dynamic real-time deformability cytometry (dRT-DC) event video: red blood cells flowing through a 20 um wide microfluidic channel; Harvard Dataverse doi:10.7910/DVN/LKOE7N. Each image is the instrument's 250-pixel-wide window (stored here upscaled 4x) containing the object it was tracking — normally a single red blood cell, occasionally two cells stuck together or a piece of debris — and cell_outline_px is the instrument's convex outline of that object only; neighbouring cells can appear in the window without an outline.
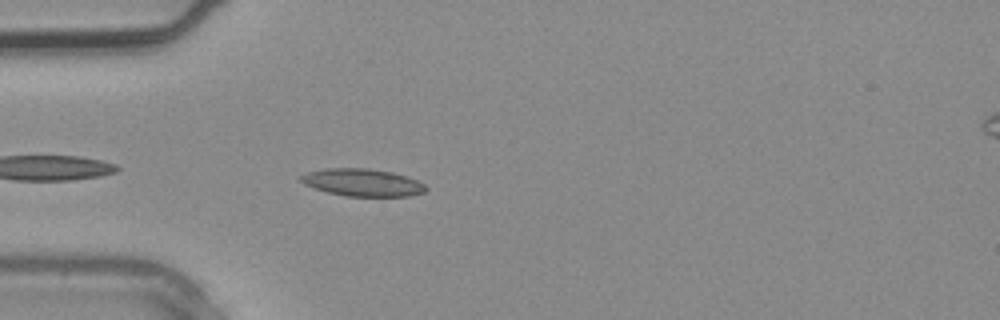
{"species": "common noctule bat (a hibernating species)", "species_latin": "Nyctalus noctula", "temperature_condition": "warm", "stored_images_in_passage": 4, "camera_frame_rate_fps": 3000, "um_per_image_px": 0.085, "animal": {"sex": "male", "body_mass_g": 20.4}, "frame": {"image": 1, "passage_image": 3, "time_ms": 0.667, "image_size_px": [1000, 320], "cell_outline_px": [[428, 188], [424, 192], [408, 196], [348, 196], [328, 192], [304, 184], [300, 180], [300, 176], [308, 172], [324, 168], [368, 168], [392, 172], [408, 176], [424, 184]], "centroid_in_image_um": [30.83, 15.5], "position_along_channel_um": 54.2, "area_um2": 19.88}}